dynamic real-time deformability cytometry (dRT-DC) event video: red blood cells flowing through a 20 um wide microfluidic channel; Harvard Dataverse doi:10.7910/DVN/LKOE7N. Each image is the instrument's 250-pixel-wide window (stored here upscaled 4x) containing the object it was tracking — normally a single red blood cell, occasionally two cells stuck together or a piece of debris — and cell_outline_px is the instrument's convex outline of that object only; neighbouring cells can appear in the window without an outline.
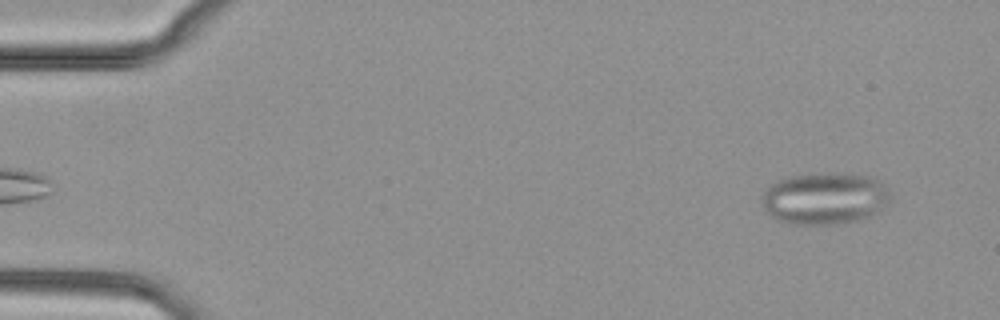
{"species": "common noctule bat (a hibernating species)", "species_latin": "Nyctalus noctula", "temperature_condition": "cold", "stored_images_in_passage": 48, "camera_frame_rate_fps": 3000, "um_per_image_px": 0.085, "animal": {"sex": "female", "body_mass_g": 29.2, "forearm_length_mm": 56.3}, "frame": {"image": 1, "passage_image": 2, "time_ms": 0.333, "image_size_px": [1000, 320], "cell_outline_px": [[888, 200], [876, 212], [868, 216], [856, 220], [836, 224], [792, 224], [776, 220], [764, 212], [764, 192], [772, 184], [780, 180], [792, 176], [872, 176], [880, 180], [888, 188]], "centroid_in_image_um": [70.08, 16.92], "position_along_channel_um": 14.9, "area_um2": 37.34}}
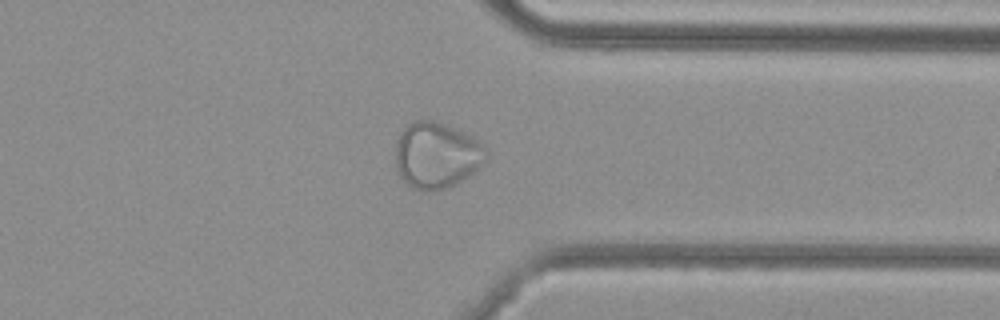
{"frame": {"image": 2, "passage_image": 37, "time_ms": 12.0, "image_size_px": [1000, 320], "cell_outline_px": [[488, 156], [468, 176], [456, 184], [432, 192], [420, 192], [412, 188], [400, 176], [396, 168], [396, 144], [400, 132], [412, 120], [432, 120], [444, 124], [464, 132], [484, 144], [488, 152]], "centroid_in_image_um": [37.09, 13.2], "position_along_channel_um": 374.3, "area_um2": 35.03}}
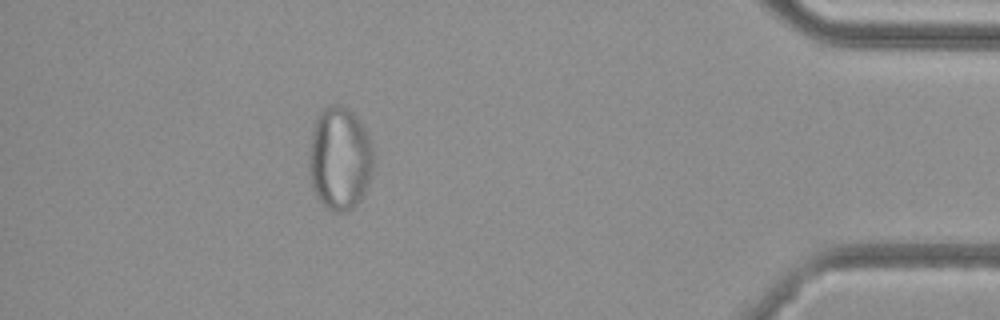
{"frame": {"image": 3, "passage_image": 43, "time_ms": 14.0, "image_size_px": [1000, 320], "cell_outline_px": [[372, 164], [368, 184], [360, 200], [352, 208], [344, 212], [332, 212], [316, 196], [312, 188], [308, 168], [308, 156], [312, 132], [316, 116], [320, 112], [332, 104], [340, 104], [348, 108], [360, 120], [368, 136], [372, 148]], "centroid_in_image_um": [28.84, 13.47], "position_along_channel_um": 406.4, "area_um2": 38.78}}